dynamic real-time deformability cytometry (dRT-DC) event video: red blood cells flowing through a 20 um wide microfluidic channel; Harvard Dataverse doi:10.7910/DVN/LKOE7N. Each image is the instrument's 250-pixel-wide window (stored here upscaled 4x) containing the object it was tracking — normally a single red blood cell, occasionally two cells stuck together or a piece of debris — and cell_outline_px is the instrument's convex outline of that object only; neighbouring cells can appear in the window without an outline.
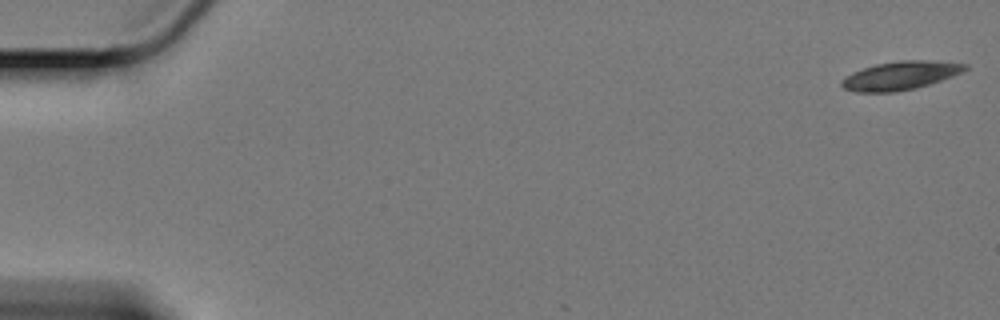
{"species": "Egyptian fruit bat (a non-hibernating species)", "species_latin": "Rousettus aegyptiacus", "temperature_condition": "cold", "stored_images_in_passage": 7, "camera_frame_rate_fps": 3000, "um_per_image_px": 0.085, "animal": {"sex": "female"}, "frame": {"image": 1, "passage_image": 1, "time_ms": 0.0, "image_size_px": [1000, 320], "cell_outline_px": [[968, 68], [964, 72], [916, 88], [896, 92], [856, 92], [844, 88], [840, 84], [840, 80], [852, 72], [876, 64], [900, 60], [928, 60], [968, 64]], "centroid_in_image_um": [76.53, 6.42], "position_along_channel_um": 8.5, "area_um2": 20.46}}